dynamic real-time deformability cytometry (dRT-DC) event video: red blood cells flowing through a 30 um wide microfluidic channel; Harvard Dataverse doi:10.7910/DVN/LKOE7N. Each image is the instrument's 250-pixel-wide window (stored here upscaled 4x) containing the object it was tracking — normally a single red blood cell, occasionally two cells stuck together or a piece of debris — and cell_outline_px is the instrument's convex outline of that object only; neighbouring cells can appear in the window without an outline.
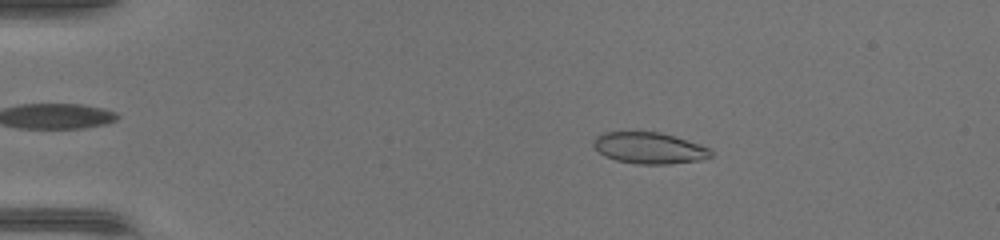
{"species": "common noctule bat (a hibernating species)", "species_latin": "Nyctalus noctula", "temperature_condition": "warm", "stored_images_in_passage": 46, "camera_frame_rate_fps": 3000, "um_per_image_px": 0.085, "animal": {"sex": "female", "body_mass_g": 17.0, "forearm_length_mm": 48.0}, "frame": {"image": 1, "passage_image": 9, "time_ms": 2.667, "image_size_px": [1000, 240], "cell_outline_px": [[712, 156], [700, 160], [668, 164], [636, 164], [616, 160], [604, 156], [592, 144], [596, 136], [604, 132], [660, 132], [700, 144], [708, 148], [712, 152]], "centroid_in_image_um": [55.18, 12.58], "position_along_channel_um": 29.8, "area_um2": 21.33}}
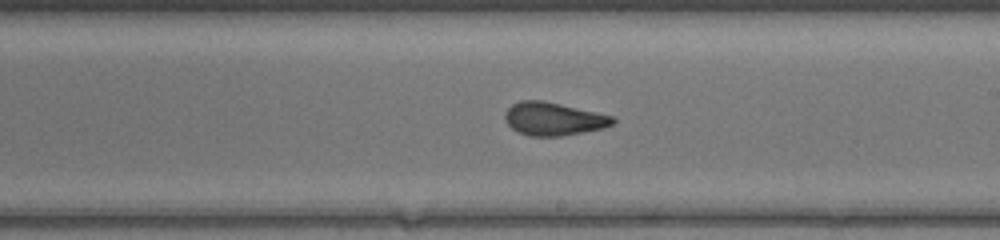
{"frame": {"image": 2, "passage_image": 28, "time_ms": 9.0, "image_size_px": [1000, 240], "cell_outline_px": [[616, 120], [612, 124], [604, 128], [560, 136], [528, 136], [512, 128], [508, 124], [504, 116], [504, 112], [512, 104], [520, 100], [544, 100], [612, 116]], "centroid_in_image_um": [47.02, 10.1], "position_along_channel_um": 242.0, "area_um2": 20.63}}
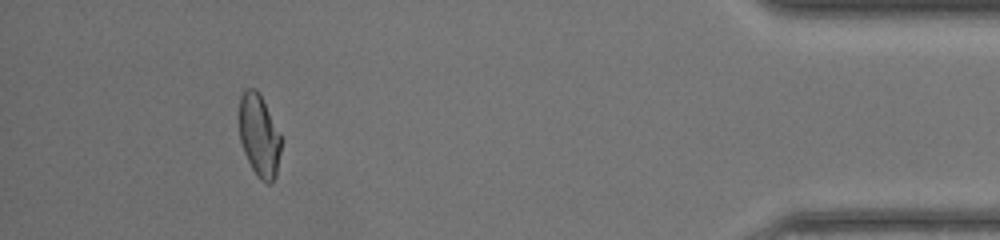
{"frame": {"image": 3, "passage_image": 43, "time_ms": 14.0, "image_size_px": [1000, 240], "cell_outline_px": [[280, 152], [276, 176], [268, 184], [260, 180], [256, 176], [244, 152], [240, 140], [240, 96], [244, 88], [256, 88], [280, 136]], "centroid_in_image_um": [22.0, 11.55], "position_along_channel_um": 413.2, "area_um2": 19.54}}